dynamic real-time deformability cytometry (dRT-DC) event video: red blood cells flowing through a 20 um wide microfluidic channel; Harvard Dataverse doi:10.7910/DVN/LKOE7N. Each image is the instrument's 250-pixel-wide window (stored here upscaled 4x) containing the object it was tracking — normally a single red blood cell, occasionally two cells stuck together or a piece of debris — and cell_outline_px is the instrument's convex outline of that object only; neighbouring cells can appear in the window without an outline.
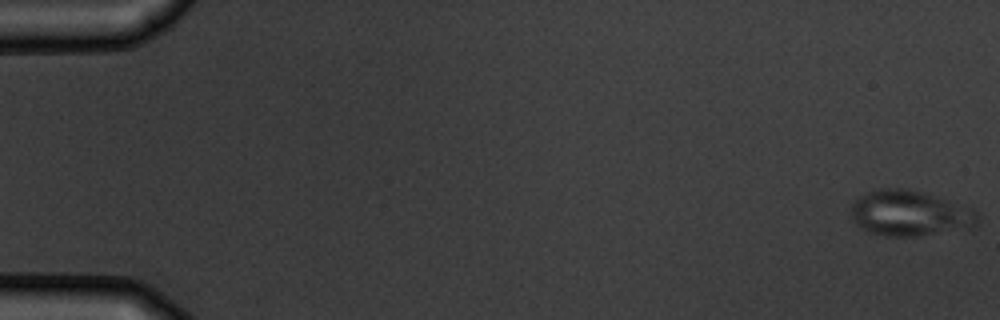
{"species": "common noctule bat (a hibernating species)", "species_latin": "Nyctalus noctula", "temperature_condition": "warm", "stored_images_in_passage": 5, "camera_frame_rate_fps": 3000, "um_per_image_px": 0.085, "animal": {"sex": "male", "body_mass_g": 19.5, "forearm_length_mm": 54.6}, "frame": {"image": 1, "passage_image": 1, "time_ms": 0.0, "image_size_px": [1000, 320], "cell_outline_px": [[980, 224], [976, 228], [920, 236], [884, 236], [868, 232], [860, 228], [852, 220], [852, 204], [860, 196], [868, 192], [880, 188], [900, 188], [920, 192], [936, 196], [972, 208], [980, 216]], "centroid_in_image_um": [77.39, 18.16], "position_along_channel_um": 7.6, "area_um2": 33.99}}